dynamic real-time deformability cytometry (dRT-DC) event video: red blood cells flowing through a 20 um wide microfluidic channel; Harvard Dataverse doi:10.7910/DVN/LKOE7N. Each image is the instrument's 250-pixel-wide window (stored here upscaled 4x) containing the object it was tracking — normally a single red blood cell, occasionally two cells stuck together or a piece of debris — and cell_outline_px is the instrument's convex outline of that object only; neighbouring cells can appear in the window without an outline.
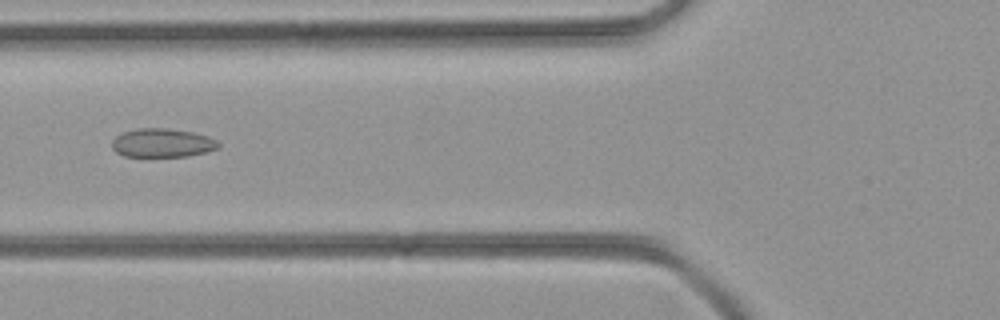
{"species": "common noctule bat (a hibernating species)", "species_latin": "Nyctalus noctula", "temperature_condition": "room temperature", "stored_images_in_passage": 34, "camera_frame_rate_fps": 3000, "um_per_image_px": 0.085, "animal": {"sex": "female", "body_mass_g": 21.9}, "frame": {"image": 1, "passage_image": 5, "time_ms": 1.333, "image_size_px": [1000, 320], "cell_outline_px": [[220, 148], [208, 152], [188, 156], [124, 156], [116, 152], [112, 148], [112, 140], [116, 136], [124, 132], [136, 128], [168, 128], [192, 132], [208, 136], [216, 140], [220, 144]], "centroid_in_image_um": [13.82, 12.14], "position_along_channel_um": 112.0, "area_um2": 17.92}}
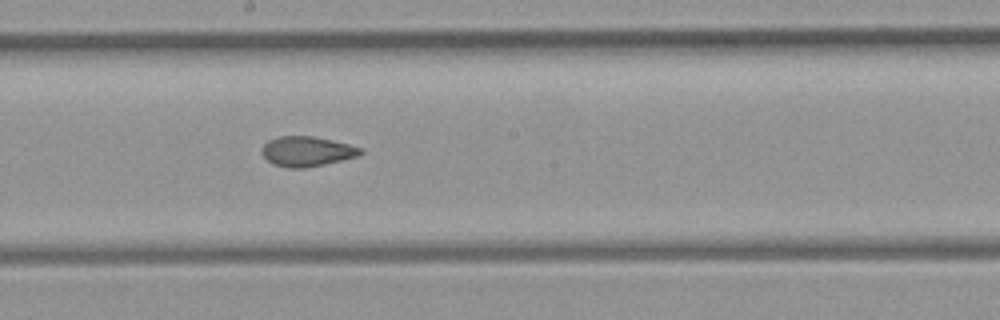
{"frame": {"image": 2, "passage_image": 13, "time_ms": 4.0, "image_size_px": [1000, 320], "cell_outline_px": [[364, 152], [356, 156], [324, 164], [304, 168], [288, 168], [272, 164], [260, 152], [264, 144], [268, 140], [276, 136], [312, 136], [332, 140], [364, 148]], "centroid_in_image_um": [26.06, 12.86], "position_along_channel_um": 222.1, "area_um2": 17.22}}
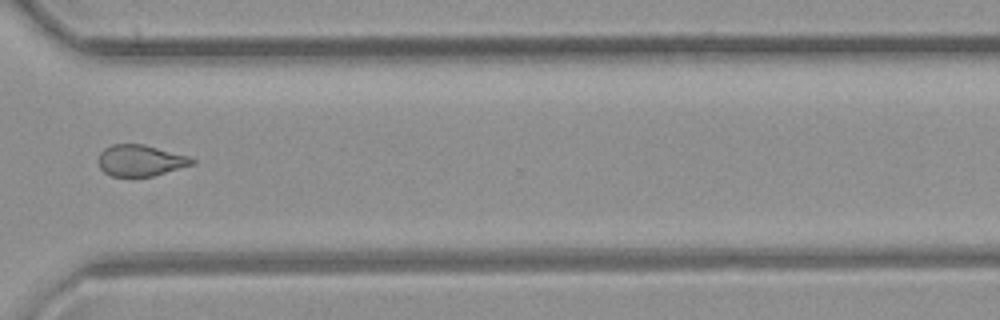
{"frame": {"image": 3, "passage_image": 23, "time_ms": 7.333, "image_size_px": [1000, 320], "cell_outline_px": [[196, 164], [152, 176], [132, 180], [112, 176], [104, 172], [100, 168], [100, 152], [104, 148], [112, 144], [144, 144], [188, 156], [196, 160]], "centroid_in_image_um": [11.94, 13.68], "position_along_channel_um": 358.7, "area_um2": 17.57}}